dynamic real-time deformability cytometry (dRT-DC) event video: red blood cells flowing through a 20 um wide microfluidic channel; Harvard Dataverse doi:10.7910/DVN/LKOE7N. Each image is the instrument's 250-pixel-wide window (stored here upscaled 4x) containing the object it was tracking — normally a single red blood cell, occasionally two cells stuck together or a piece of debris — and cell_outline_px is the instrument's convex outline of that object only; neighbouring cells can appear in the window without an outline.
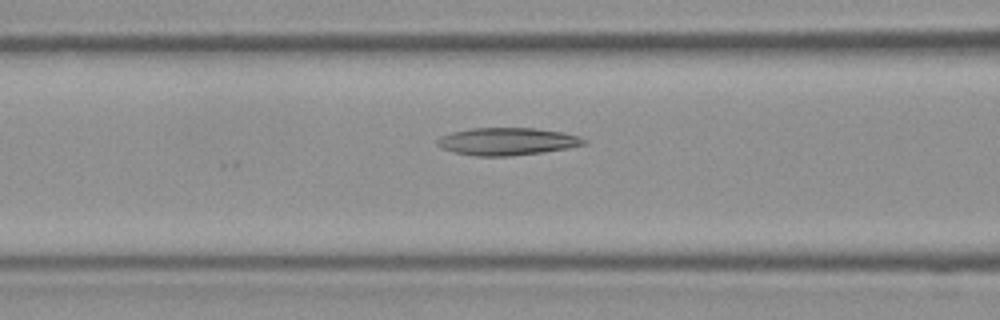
{"species": "Egyptian fruit bat (a non-hibernating species)", "species_latin": "Rousettus aegyptiacus", "temperature_condition": "room temperature", "stored_images_in_passage": 35, "camera_frame_rate_fps": 3000, "um_per_image_px": 0.085, "frame": {"image": 1, "passage_image": 12, "time_ms": 3.667, "image_size_px": [1000, 320], "cell_outline_px": [[588, 144], [568, 148], [544, 152], [512, 156], [476, 156], [452, 152], [436, 144], [436, 140], [440, 136], [452, 132], [472, 128], [536, 128], [564, 132], [580, 136], [588, 140]], "centroid_in_image_um": [43.16, 12.02], "position_along_channel_um": 123.4, "area_um2": 23.76}}
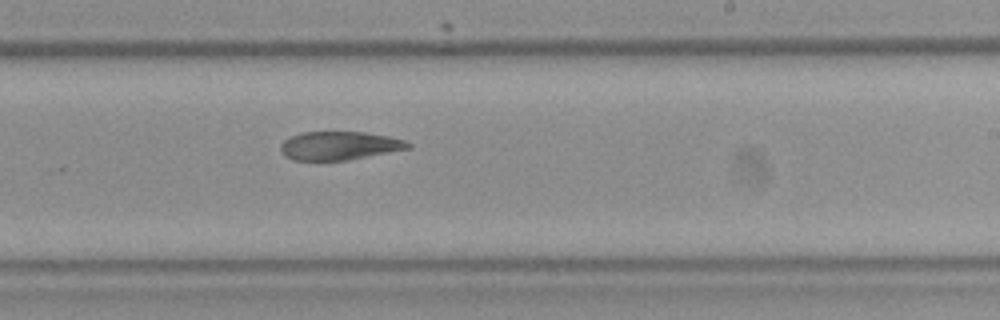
{"frame": {"image": 2, "passage_image": 20, "time_ms": 6.333, "image_size_px": [1000, 320], "cell_outline_px": [[412, 148], [348, 160], [292, 160], [284, 156], [280, 152], [280, 144], [284, 140], [300, 132], [364, 132], [388, 136], [404, 140], [412, 144]], "centroid_in_image_um": [28.83, 12.39], "position_along_channel_um": 260.2, "area_um2": 21.27}}
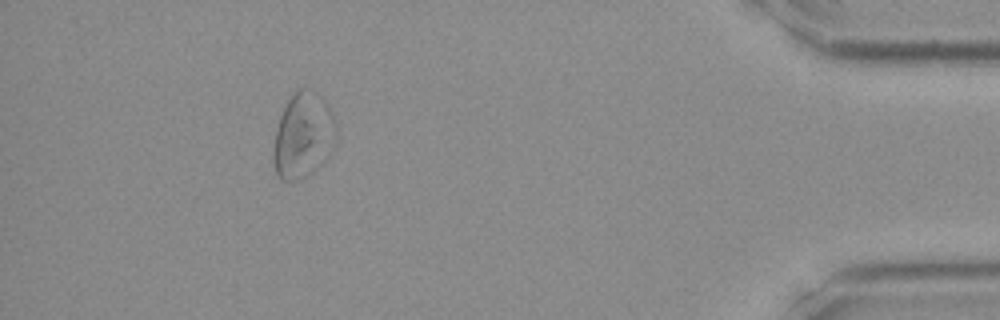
{"frame": {"image": 3, "passage_image": 32, "time_ms": 10.333, "image_size_px": [1000, 320], "cell_outline_px": [[336, 140], [332, 152], [308, 176], [300, 180], [280, 180], [276, 176], [272, 164], [272, 156], [276, 128], [280, 116], [288, 100], [296, 88], [312, 88], [328, 100], [336, 124]], "centroid_in_image_um": [25.78, 11.49], "position_along_channel_um": 409.4, "area_um2": 32.19}}